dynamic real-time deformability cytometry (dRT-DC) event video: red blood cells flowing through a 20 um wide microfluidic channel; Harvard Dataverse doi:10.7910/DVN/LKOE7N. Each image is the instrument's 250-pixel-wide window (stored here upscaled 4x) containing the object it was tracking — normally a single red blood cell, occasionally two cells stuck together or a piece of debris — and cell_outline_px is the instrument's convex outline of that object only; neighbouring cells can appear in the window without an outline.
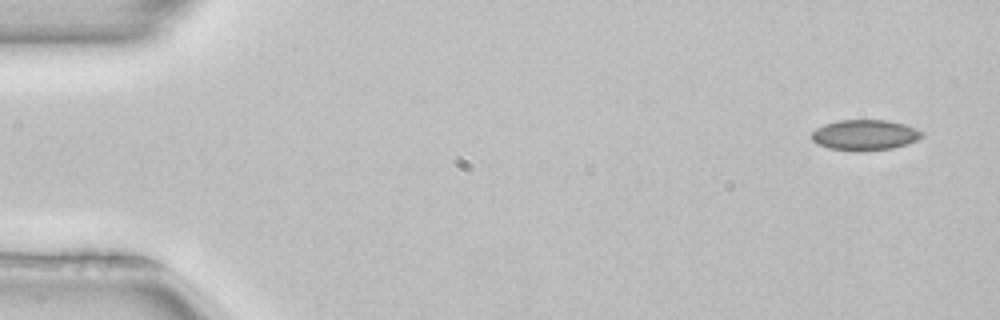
{"species": "common noctule bat (a hibernating species)", "species_latin": "Nyctalus noctula", "temperature_condition": "room temperature", "stored_images_in_passage": 5, "camera_frame_rate_fps": 3000, "um_per_image_px": 0.085, "animal": {"sex": "female", "body_mass_g": 22.7, "forearm_length_mm": 54.2}, "frame": {"image": 1, "passage_image": 1, "time_ms": 0.0, "image_size_px": [1000, 320], "cell_outline_px": [[924, 136], [908, 144], [892, 148], [828, 148], [816, 144], [812, 140], [812, 132], [816, 128], [824, 124], [836, 120], [888, 120], [904, 124], [916, 128], [924, 132]], "centroid_in_image_um": [73.53, 11.42], "position_along_channel_um": 11.5, "area_um2": 19.02}}
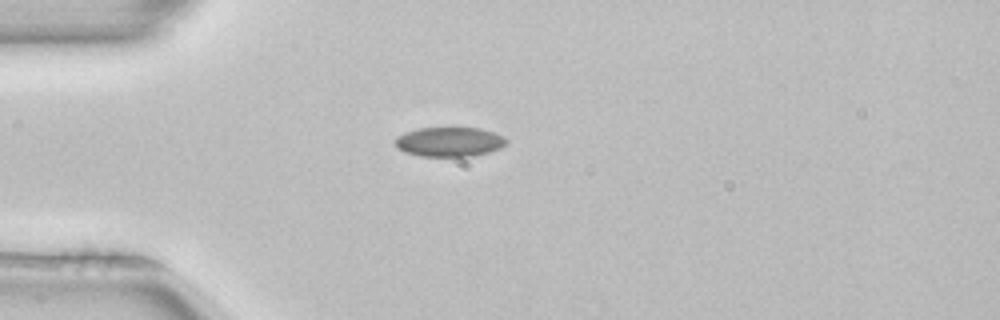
{"frame": {"image": 2, "passage_image": 4, "time_ms": 1.0, "image_size_px": [1000, 320], "cell_outline_px": [[508, 144], [500, 148], [488, 152], [472, 156], [420, 156], [404, 152], [396, 148], [392, 140], [396, 136], [404, 132], [416, 128], [480, 128], [504, 136], [508, 140]], "centroid_in_image_um": [38.15, 12.05], "position_along_channel_um": 46.9, "area_um2": 19.42}}